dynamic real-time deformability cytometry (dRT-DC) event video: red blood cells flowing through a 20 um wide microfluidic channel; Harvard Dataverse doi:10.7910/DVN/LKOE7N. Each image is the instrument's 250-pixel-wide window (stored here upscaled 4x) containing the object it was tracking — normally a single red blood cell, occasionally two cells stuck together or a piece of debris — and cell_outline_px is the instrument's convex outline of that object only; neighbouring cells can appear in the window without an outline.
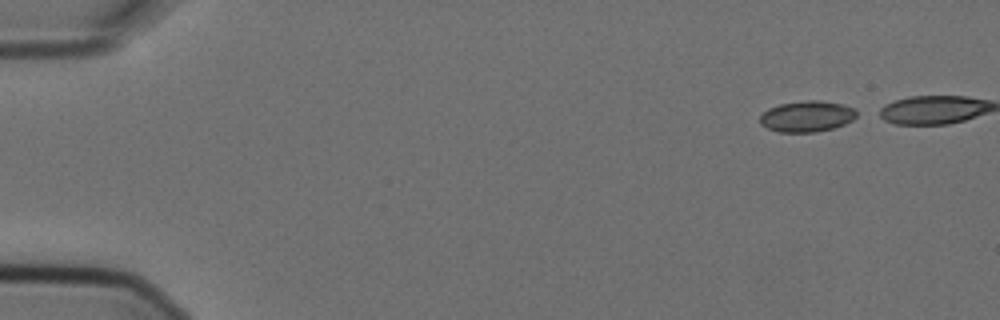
{"species": "Egyptian fruit bat (a non-hibernating species)", "species_latin": "Rousettus aegyptiacus", "temperature_condition": "cold", "stored_images_in_passage": 7, "camera_frame_rate_fps": 3000, "um_per_image_px": 0.085, "animal": {"sex": "female"}, "frame": {"image": 1, "passage_image": 1, "time_ms": 0.0, "image_size_px": [1000, 320], "cell_outline_px": [[856, 116], [852, 120], [844, 124], [832, 128], [816, 132], [780, 132], [768, 128], [760, 124], [760, 116], [768, 108], [780, 104], [808, 100], [820, 100], [840, 104], [856, 108]], "centroid_in_image_um": [68.58, 9.89], "position_along_channel_um": 16.4, "area_um2": 17.34}}
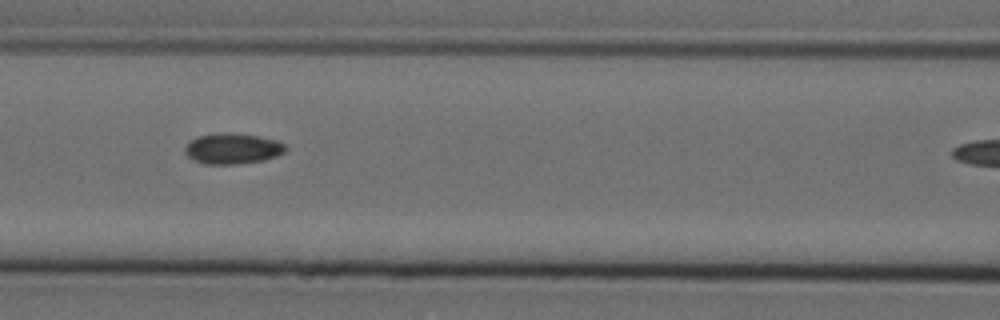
{"frame": {"image": 2, "passage_image": 6, "time_ms": 1.667, "image_size_px": [1000, 320], "cell_outline_px": [[288, 148], [284, 152], [276, 156], [264, 160], [236, 164], [204, 164], [192, 160], [184, 152], [184, 148], [192, 140], [200, 136], [224, 132], [232, 132], [260, 136], [276, 140], [284, 144]], "centroid_in_image_um": [19.78, 12.63], "position_along_channel_um": 146.8, "area_um2": 18.03}}